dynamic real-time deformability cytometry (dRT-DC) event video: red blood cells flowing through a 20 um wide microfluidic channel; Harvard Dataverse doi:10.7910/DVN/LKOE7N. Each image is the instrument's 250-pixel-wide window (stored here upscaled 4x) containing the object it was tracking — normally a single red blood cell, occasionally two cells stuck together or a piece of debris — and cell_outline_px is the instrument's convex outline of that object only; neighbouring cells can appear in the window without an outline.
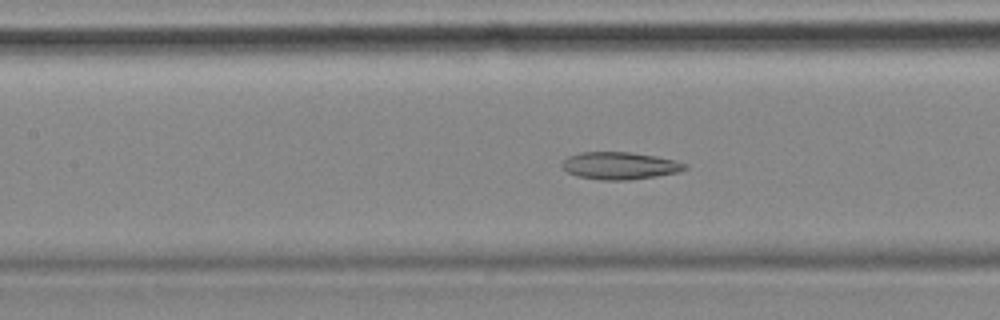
{"species": "common noctule bat (a hibernating species)", "species_latin": "Nyctalus noctula", "temperature_condition": "cold", "stored_images_in_passage": 55, "camera_frame_rate_fps": 3000, "um_per_image_px": 0.085, "animal": {"sex": "female", "body_mass_g": 18.4}, "frame": {"image": 1, "passage_image": 24, "time_ms": 7.667, "image_size_px": [1000, 320], "cell_outline_px": [[688, 168], [680, 172], [656, 176], [628, 180], [600, 180], [576, 176], [568, 172], [560, 164], [568, 156], [580, 152], [632, 152], [656, 156], [676, 160], [688, 164]], "centroid_in_image_um": [52.71, 14.08], "position_along_channel_um": 154.7, "area_um2": 19.77}}
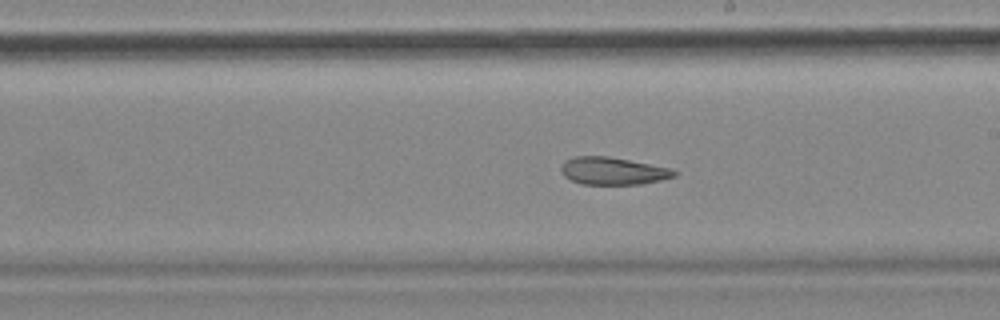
{"frame": {"image": 2, "passage_image": 31, "time_ms": 10.0, "image_size_px": [1000, 320], "cell_outline_px": [[680, 172], [676, 176], [660, 180], [640, 184], [580, 184], [564, 176], [560, 172], [560, 168], [564, 160], [572, 156], [608, 156], [672, 168]], "centroid_in_image_um": [52.09, 14.52], "position_along_channel_um": 236.9, "area_um2": 18.32}}
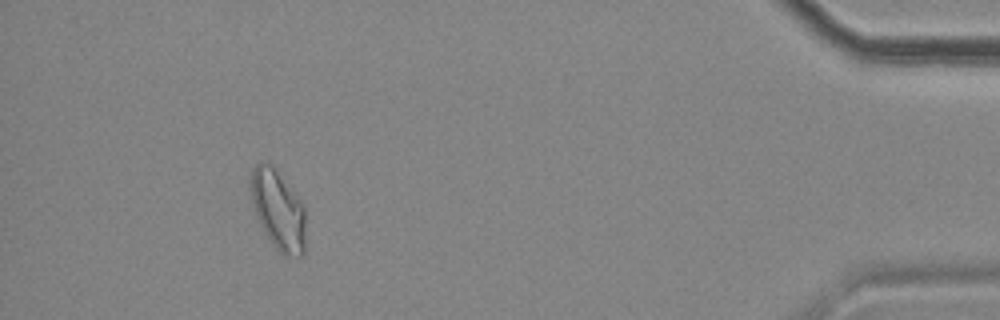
{"frame": {"image": 3, "passage_image": 51, "time_ms": 16.667, "image_size_px": [1000, 320], "cell_outline_px": [[304, 252], [300, 256], [280, 252], [272, 244], [264, 232], [256, 216], [248, 184], [252, 168], [256, 164], [264, 160], [268, 160], [276, 168], [300, 200], [304, 208]], "centroid_in_image_um": [23.59, 17.75], "position_along_channel_um": 411.6, "area_um2": 25.49}, "authors_computed_cell_mechanics": {"area_um2": 22.1374, "velocity_mm_per_s": 3.5441, "shape_relaxation_time_tau1_ms": null, "shape_relaxation_time_tau2_ms": 4.8264, "deformation_change_tau1": null, "deformation_change_tau2": 0.1242}}